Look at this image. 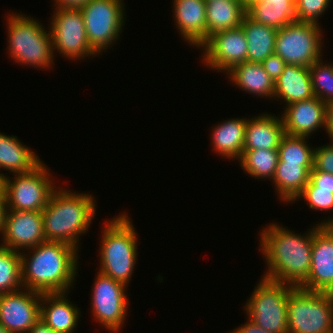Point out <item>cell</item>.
Listing matches in <instances>:
<instances>
[{
  "instance_id": "obj_1",
  "label": "cell",
  "mask_w": 333,
  "mask_h": 333,
  "mask_svg": "<svg viewBox=\"0 0 333 333\" xmlns=\"http://www.w3.org/2000/svg\"><path fill=\"white\" fill-rule=\"evenodd\" d=\"M326 221L320 222L305 236L274 223L263 229L260 247L269 266L263 277L300 287L307 280L311 268L313 233L321 225H333V218Z\"/></svg>"
},
{
  "instance_id": "obj_2",
  "label": "cell",
  "mask_w": 333,
  "mask_h": 333,
  "mask_svg": "<svg viewBox=\"0 0 333 333\" xmlns=\"http://www.w3.org/2000/svg\"><path fill=\"white\" fill-rule=\"evenodd\" d=\"M31 249L34 250L30 252L33 253L31 257L20 251L24 289L42 294L68 293L77 273L78 249L54 241L40 243Z\"/></svg>"
},
{
  "instance_id": "obj_3",
  "label": "cell",
  "mask_w": 333,
  "mask_h": 333,
  "mask_svg": "<svg viewBox=\"0 0 333 333\" xmlns=\"http://www.w3.org/2000/svg\"><path fill=\"white\" fill-rule=\"evenodd\" d=\"M90 194L54 190L41 211L46 241L63 242L78 249L80 234L88 231L96 205ZM78 241V242H77Z\"/></svg>"
},
{
  "instance_id": "obj_4",
  "label": "cell",
  "mask_w": 333,
  "mask_h": 333,
  "mask_svg": "<svg viewBox=\"0 0 333 333\" xmlns=\"http://www.w3.org/2000/svg\"><path fill=\"white\" fill-rule=\"evenodd\" d=\"M135 228L126 214L109 220L103 230L99 272L127 286L137 260Z\"/></svg>"
},
{
  "instance_id": "obj_5",
  "label": "cell",
  "mask_w": 333,
  "mask_h": 333,
  "mask_svg": "<svg viewBox=\"0 0 333 333\" xmlns=\"http://www.w3.org/2000/svg\"><path fill=\"white\" fill-rule=\"evenodd\" d=\"M7 28L8 49L15 62L39 68L52 65V35L50 31L47 33L40 22L29 16L12 13L9 14Z\"/></svg>"
},
{
  "instance_id": "obj_6",
  "label": "cell",
  "mask_w": 333,
  "mask_h": 333,
  "mask_svg": "<svg viewBox=\"0 0 333 333\" xmlns=\"http://www.w3.org/2000/svg\"><path fill=\"white\" fill-rule=\"evenodd\" d=\"M288 333H333V293L295 287L288 296Z\"/></svg>"
},
{
  "instance_id": "obj_7",
  "label": "cell",
  "mask_w": 333,
  "mask_h": 333,
  "mask_svg": "<svg viewBox=\"0 0 333 333\" xmlns=\"http://www.w3.org/2000/svg\"><path fill=\"white\" fill-rule=\"evenodd\" d=\"M295 287L262 278L245 308L248 318L271 333H288L287 303Z\"/></svg>"
},
{
  "instance_id": "obj_8",
  "label": "cell",
  "mask_w": 333,
  "mask_h": 333,
  "mask_svg": "<svg viewBox=\"0 0 333 333\" xmlns=\"http://www.w3.org/2000/svg\"><path fill=\"white\" fill-rule=\"evenodd\" d=\"M319 23L295 21L278 29L275 51L286 64L310 67L322 55Z\"/></svg>"
},
{
  "instance_id": "obj_9",
  "label": "cell",
  "mask_w": 333,
  "mask_h": 333,
  "mask_svg": "<svg viewBox=\"0 0 333 333\" xmlns=\"http://www.w3.org/2000/svg\"><path fill=\"white\" fill-rule=\"evenodd\" d=\"M123 7L121 0H89L80 8L89 44L97 54L118 40L124 25Z\"/></svg>"
},
{
  "instance_id": "obj_10",
  "label": "cell",
  "mask_w": 333,
  "mask_h": 333,
  "mask_svg": "<svg viewBox=\"0 0 333 333\" xmlns=\"http://www.w3.org/2000/svg\"><path fill=\"white\" fill-rule=\"evenodd\" d=\"M48 172L41 163L29 173L15 174L13 181L5 177L7 210L42 211L55 190Z\"/></svg>"
},
{
  "instance_id": "obj_11",
  "label": "cell",
  "mask_w": 333,
  "mask_h": 333,
  "mask_svg": "<svg viewBox=\"0 0 333 333\" xmlns=\"http://www.w3.org/2000/svg\"><path fill=\"white\" fill-rule=\"evenodd\" d=\"M51 18L53 51L57 49L66 58L79 59L97 55L91 48L80 8H57ZM55 49V50H54Z\"/></svg>"
},
{
  "instance_id": "obj_12",
  "label": "cell",
  "mask_w": 333,
  "mask_h": 333,
  "mask_svg": "<svg viewBox=\"0 0 333 333\" xmlns=\"http://www.w3.org/2000/svg\"><path fill=\"white\" fill-rule=\"evenodd\" d=\"M126 285L98 272L92 295L93 317L105 328L118 332L127 312Z\"/></svg>"
},
{
  "instance_id": "obj_13",
  "label": "cell",
  "mask_w": 333,
  "mask_h": 333,
  "mask_svg": "<svg viewBox=\"0 0 333 333\" xmlns=\"http://www.w3.org/2000/svg\"><path fill=\"white\" fill-rule=\"evenodd\" d=\"M203 47L206 65L216 70L229 71L247 61L248 45L242 26L211 35Z\"/></svg>"
},
{
  "instance_id": "obj_14",
  "label": "cell",
  "mask_w": 333,
  "mask_h": 333,
  "mask_svg": "<svg viewBox=\"0 0 333 333\" xmlns=\"http://www.w3.org/2000/svg\"><path fill=\"white\" fill-rule=\"evenodd\" d=\"M25 291L0 295V324L13 333H27L40 319L42 293Z\"/></svg>"
},
{
  "instance_id": "obj_15",
  "label": "cell",
  "mask_w": 333,
  "mask_h": 333,
  "mask_svg": "<svg viewBox=\"0 0 333 333\" xmlns=\"http://www.w3.org/2000/svg\"><path fill=\"white\" fill-rule=\"evenodd\" d=\"M300 288L333 293V225H321L313 233L311 268Z\"/></svg>"
},
{
  "instance_id": "obj_16",
  "label": "cell",
  "mask_w": 333,
  "mask_h": 333,
  "mask_svg": "<svg viewBox=\"0 0 333 333\" xmlns=\"http://www.w3.org/2000/svg\"><path fill=\"white\" fill-rule=\"evenodd\" d=\"M1 247L19 252L46 242L41 211L7 210Z\"/></svg>"
},
{
  "instance_id": "obj_17",
  "label": "cell",
  "mask_w": 333,
  "mask_h": 333,
  "mask_svg": "<svg viewBox=\"0 0 333 333\" xmlns=\"http://www.w3.org/2000/svg\"><path fill=\"white\" fill-rule=\"evenodd\" d=\"M327 103L316 96L291 103L282 115L285 134L308 137L319 127L326 128Z\"/></svg>"
},
{
  "instance_id": "obj_18",
  "label": "cell",
  "mask_w": 333,
  "mask_h": 333,
  "mask_svg": "<svg viewBox=\"0 0 333 333\" xmlns=\"http://www.w3.org/2000/svg\"><path fill=\"white\" fill-rule=\"evenodd\" d=\"M176 26L185 41L197 47L207 41L206 1L174 0Z\"/></svg>"
},
{
  "instance_id": "obj_19",
  "label": "cell",
  "mask_w": 333,
  "mask_h": 333,
  "mask_svg": "<svg viewBox=\"0 0 333 333\" xmlns=\"http://www.w3.org/2000/svg\"><path fill=\"white\" fill-rule=\"evenodd\" d=\"M65 294L43 293L41 298L40 319L57 333H72L79 319L80 310L66 299Z\"/></svg>"
},
{
  "instance_id": "obj_20",
  "label": "cell",
  "mask_w": 333,
  "mask_h": 333,
  "mask_svg": "<svg viewBox=\"0 0 333 333\" xmlns=\"http://www.w3.org/2000/svg\"><path fill=\"white\" fill-rule=\"evenodd\" d=\"M284 135L282 118L261 114L254 119H247L243 151L278 149Z\"/></svg>"
},
{
  "instance_id": "obj_21",
  "label": "cell",
  "mask_w": 333,
  "mask_h": 333,
  "mask_svg": "<svg viewBox=\"0 0 333 333\" xmlns=\"http://www.w3.org/2000/svg\"><path fill=\"white\" fill-rule=\"evenodd\" d=\"M274 97L284 99L286 105L314 97L309 67L286 64L274 82Z\"/></svg>"
},
{
  "instance_id": "obj_22",
  "label": "cell",
  "mask_w": 333,
  "mask_h": 333,
  "mask_svg": "<svg viewBox=\"0 0 333 333\" xmlns=\"http://www.w3.org/2000/svg\"><path fill=\"white\" fill-rule=\"evenodd\" d=\"M246 8L241 0H207V40L216 32L241 26Z\"/></svg>"
},
{
  "instance_id": "obj_23",
  "label": "cell",
  "mask_w": 333,
  "mask_h": 333,
  "mask_svg": "<svg viewBox=\"0 0 333 333\" xmlns=\"http://www.w3.org/2000/svg\"><path fill=\"white\" fill-rule=\"evenodd\" d=\"M230 79L242 90L263 97H274V81L266 73L262 63H239L228 72Z\"/></svg>"
},
{
  "instance_id": "obj_24",
  "label": "cell",
  "mask_w": 333,
  "mask_h": 333,
  "mask_svg": "<svg viewBox=\"0 0 333 333\" xmlns=\"http://www.w3.org/2000/svg\"><path fill=\"white\" fill-rule=\"evenodd\" d=\"M41 163L29 147L19 142L17 136L0 133V169L4 168L14 174L29 173Z\"/></svg>"
},
{
  "instance_id": "obj_25",
  "label": "cell",
  "mask_w": 333,
  "mask_h": 333,
  "mask_svg": "<svg viewBox=\"0 0 333 333\" xmlns=\"http://www.w3.org/2000/svg\"><path fill=\"white\" fill-rule=\"evenodd\" d=\"M313 165H299L278 161L274 177L275 189L284 202H293L308 184Z\"/></svg>"
},
{
  "instance_id": "obj_26",
  "label": "cell",
  "mask_w": 333,
  "mask_h": 333,
  "mask_svg": "<svg viewBox=\"0 0 333 333\" xmlns=\"http://www.w3.org/2000/svg\"><path fill=\"white\" fill-rule=\"evenodd\" d=\"M241 26L248 45V62L262 63L269 55L274 53L278 29L256 23L247 15L243 17Z\"/></svg>"
},
{
  "instance_id": "obj_27",
  "label": "cell",
  "mask_w": 333,
  "mask_h": 333,
  "mask_svg": "<svg viewBox=\"0 0 333 333\" xmlns=\"http://www.w3.org/2000/svg\"><path fill=\"white\" fill-rule=\"evenodd\" d=\"M247 119H230L217 125L212 131L215 152L227 158L240 160L245 144Z\"/></svg>"
},
{
  "instance_id": "obj_28",
  "label": "cell",
  "mask_w": 333,
  "mask_h": 333,
  "mask_svg": "<svg viewBox=\"0 0 333 333\" xmlns=\"http://www.w3.org/2000/svg\"><path fill=\"white\" fill-rule=\"evenodd\" d=\"M246 15L256 23L281 29L296 21L295 6L272 5L267 0L252 3L246 8Z\"/></svg>"
},
{
  "instance_id": "obj_29",
  "label": "cell",
  "mask_w": 333,
  "mask_h": 333,
  "mask_svg": "<svg viewBox=\"0 0 333 333\" xmlns=\"http://www.w3.org/2000/svg\"><path fill=\"white\" fill-rule=\"evenodd\" d=\"M239 161L250 176L273 179L279 161L278 149L243 151Z\"/></svg>"
},
{
  "instance_id": "obj_30",
  "label": "cell",
  "mask_w": 333,
  "mask_h": 333,
  "mask_svg": "<svg viewBox=\"0 0 333 333\" xmlns=\"http://www.w3.org/2000/svg\"><path fill=\"white\" fill-rule=\"evenodd\" d=\"M21 287L23 286L20 252L0 246V295L22 290Z\"/></svg>"
},
{
  "instance_id": "obj_31",
  "label": "cell",
  "mask_w": 333,
  "mask_h": 333,
  "mask_svg": "<svg viewBox=\"0 0 333 333\" xmlns=\"http://www.w3.org/2000/svg\"><path fill=\"white\" fill-rule=\"evenodd\" d=\"M307 137L285 134L278 147L279 160L283 163L313 165L314 149L306 144Z\"/></svg>"
},
{
  "instance_id": "obj_32",
  "label": "cell",
  "mask_w": 333,
  "mask_h": 333,
  "mask_svg": "<svg viewBox=\"0 0 333 333\" xmlns=\"http://www.w3.org/2000/svg\"><path fill=\"white\" fill-rule=\"evenodd\" d=\"M322 58L309 67L314 96L325 103L333 101V65H323Z\"/></svg>"
},
{
  "instance_id": "obj_33",
  "label": "cell",
  "mask_w": 333,
  "mask_h": 333,
  "mask_svg": "<svg viewBox=\"0 0 333 333\" xmlns=\"http://www.w3.org/2000/svg\"><path fill=\"white\" fill-rule=\"evenodd\" d=\"M300 197L309 203L311 209L325 212L333 209V189H319L310 180L296 199Z\"/></svg>"
},
{
  "instance_id": "obj_34",
  "label": "cell",
  "mask_w": 333,
  "mask_h": 333,
  "mask_svg": "<svg viewBox=\"0 0 333 333\" xmlns=\"http://www.w3.org/2000/svg\"><path fill=\"white\" fill-rule=\"evenodd\" d=\"M331 0H295L296 21L318 23Z\"/></svg>"
},
{
  "instance_id": "obj_35",
  "label": "cell",
  "mask_w": 333,
  "mask_h": 333,
  "mask_svg": "<svg viewBox=\"0 0 333 333\" xmlns=\"http://www.w3.org/2000/svg\"><path fill=\"white\" fill-rule=\"evenodd\" d=\"M333 142V141H332ZM314 148L313 168L333 174V143Z\"/></svg>"
},
{
  "instance_id": "obj_36",
  "label": "cell",
  "mask_w": 333,
  "mask_h": 333,
  "mask_svg": "<svg viewBox=\"0 0 333 333\" xmlns=\"http://www.w3.org/2000/svg\"><path fill=\"white\" fill-rule=\"evenodd\" d=\"M262 65L266 73L275 82L283 73L286 62L279 55L273 53L262 62Z\"/></svg>"
},
{
  "instance_id": "obj_37",
  "label": "cell",
  "mask_w": 333,
  "mask_h": 333,
  "mask_svg": "<svg viewBox=\"0 0 333 333\" xmlns=\"http://www.w3.org/2000/svg\"><path fill=\"white\" fill-rule=\"evenodd\" d=\"M309 180L319 189H333V174L327 173L314 168L310 171Z\"/></svg>"
},
{
  "instance_id": "obj_38",
  "label": "cell",
  "mask_w": 333,
  "mask_h": 333,
  "mask_svg": "<svg viewBox=\"0 0 333 333\" xmlns=\"http://www.w3.org/2000/svg\"><path fill=\"white\" fill-rule=\"evenodd\" d=\"M231 333H271L263 328L259 327L257 324H255L253 321H251L248 318V322H246L244 325H241V327H238L237 329L233 330Z\"/></svg>"
},
{
  "instance_id": "obj_39",
  "label": "cell",
  "mask_w": 333,
  "mask_h": 333,
  "mask_svg": "<svg viewBox=\"0 0 333 333\" xmlns=\"http://www.w3.org/2000/svg\"><path fill=\"white\" fill-rule=\"evenodd\" d=\"M89 0H55L57 8H81Z\"/></svg>"
},
{
  "instance_id": "obj_40",
  "label": "cell",
  "mask_w": 333,
  "mask_h": 333,
  "mask_svg": "<svg viewBox=\"0 0 333 333\" xmlns=\"http://www.w3.org/2000/svg\"><path fill=\"white\" fill-rule=\"evenodd\" d=\"M326 132L333 141V101L327 103Z\"/></svg>"
},
{
  "instance_id": "obj_41",
  "label": "cell",
  "mask_w": 333,
  "mask_h": 333,
  "mask_svg": "<svg viewBox=\"0 0 333 333\" xmlns=\"http://www.w3.org/2000/svg\"><path fill=\"white\" fill-rule=\"evenodd\" d=\"M27 333H57L39 319Z\"/></svg>"
},
{
  "instance_id": "obj_42",
  "label": "cell",
  "mask_w": 333,
  "mask_h": 333,
  "mask_svg": "<svg viewBox=\"0 0 333 333\" xmlns=\"http://www.w3.org/2000/svg\"><path fill=\"white\" fill-rule=\"evenodd\" d=\"M241 1L244 7L247 8L252 3L260 0H241ZM267 1H269L272 5L295 6V0H267Z\"/></svg>"
},
{
  "instance_id": "obj_43",
  "label": "cell",
  "mask_w": 333,
  "mask_h": 333,
  "mask_svg": "<svg viewBox=\"0 0 333 333\" xmlns=\"http://www.w3.org/2000/svg\"><path fill=\"white\" fill-rule=\"evenodd\" d=\"M7 211L6 198L5 196L0 197V232L4 229L5 214Z\"/></svg>"
},
{
  "instance_id": "obj_44",
  "label": "cell",
  "mask_w": 333,
  "mask_h": 333,
  "mask_svg": "<svg viewBox=\"0 0 333 333\" xmlns=\"http://www.w3.org/2000/svg\"><path fill=\"white\" fill-rule=\"evenodd\" d=\"M5 177L4 174L0 173V197L4 195V188H5Z\"/></svg>"
},
{
  "instance_id": "obj_45",
  "label": "cell",
  "mask_w": 333,
  "mask_h": 333,
  "mask_svg": "<svg viewBox=\"0 0 333 333\" xmlns=\"http://www.w3.org/2000/svg\"><path fill=\"white\" fill-rule=\"evenodd\" d=\"M0 333H13V332L9 331L5 326L0 324Z\"/></svg>"
}]
</instances>
